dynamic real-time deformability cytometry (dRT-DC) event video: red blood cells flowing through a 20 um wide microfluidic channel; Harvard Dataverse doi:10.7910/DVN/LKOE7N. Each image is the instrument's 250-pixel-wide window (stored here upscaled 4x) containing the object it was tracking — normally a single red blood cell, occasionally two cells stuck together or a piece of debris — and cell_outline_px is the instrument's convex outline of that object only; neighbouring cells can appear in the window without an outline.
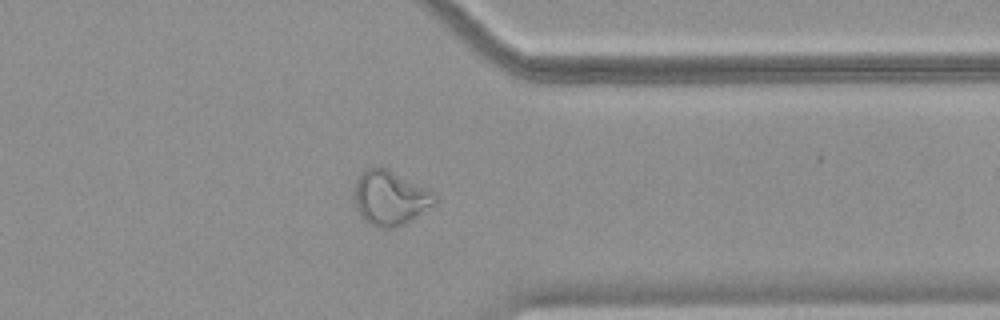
{"species": "common noctule bat (a hibernating species)", "species_latin": "Nyctalus noctula", "temperature_condition": "warm", "stored_images_in_passage": 50, "camera_frame_rate_fps": 3000, "um_per_image_px": 0.085, "animal": {"sex": "female", "body_mass_g": 18.4}, "frame": {"image": 1, "passage_image": 40, "time_ms": 13.0, "image_size_px": [1000, 320], "cell_outline_px": [[436, 200], [432, 204], [404, 224], [392, 228], [380, 228], [364, 220], [360, 216], [356, 208], [352, 192], [356, 180], [368, 168], [380, 164], [436, 192]], "centroid_in_image_um": [33.12, 16.78], "position_along_channel_um": 378.3, "area_um2": 25.72}}
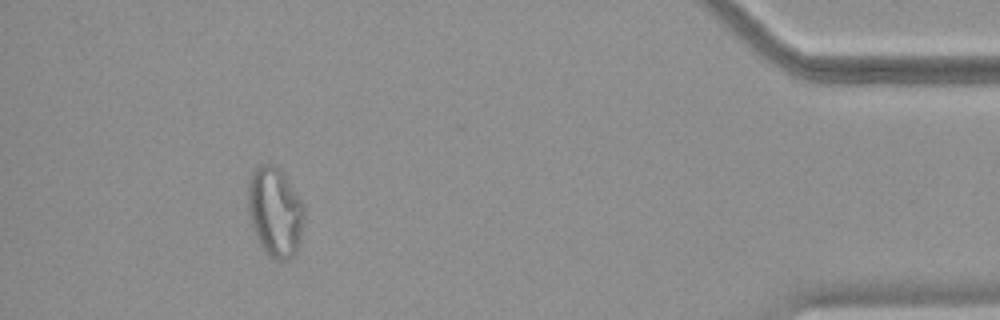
{"frame": {"image": 2, "passage_image": 46, "time_ms": 15.0, "image_size_px": [1000, 320], "cell_outline_px": [[304, 216], [300, 240], [296, 252], [292, 256], [284, 260], [276, 260], [260, 244], [256, 236], [252, 224], [248, 208], [248, 184], [252, 172], [260, 164], [272, 164], [280, 168], [304, 204]], "centroid_in_image_um": [23.39, 17.97], "position_along_channel_um": 411.8, "area_um2": 29.02}}